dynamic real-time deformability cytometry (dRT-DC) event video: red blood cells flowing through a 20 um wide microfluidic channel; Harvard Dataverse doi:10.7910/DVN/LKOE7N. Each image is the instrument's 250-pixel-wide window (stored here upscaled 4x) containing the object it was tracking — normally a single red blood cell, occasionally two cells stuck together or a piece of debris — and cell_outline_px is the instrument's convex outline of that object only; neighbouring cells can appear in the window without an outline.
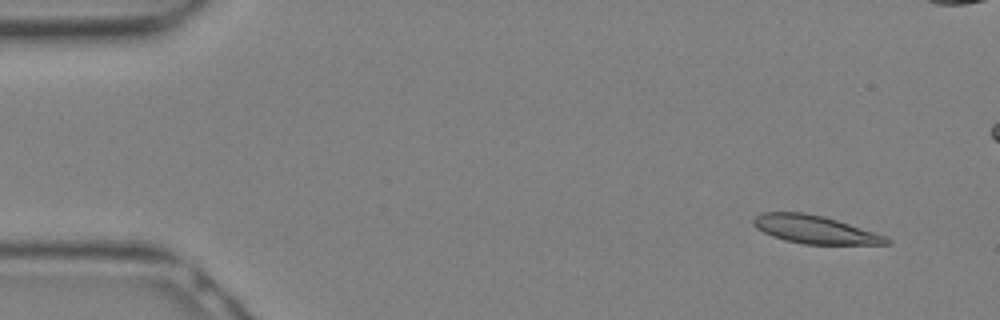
{"species": "Egyptian fruit bat (a non-hibernating species)", "species_latin": "Rousettus aegyptiacus", "temperature_condition": "warm", "stored_images_in_passage": 13, "camera_frame_rate_fps": 3000, "um_per_image_px": 0.085, "animal": {"sex": "female"}, "frame": {"image": 1, "passage_image": 3, "time_ms": 0.667, "image_size_px": [1000, 320], "cell_outline_px": [[892, 244], [804, 244], [784, 240], [772, 236], [756, 228], [752, 224], [752, 220], [756, 216], [764, 212], [804, 212], [824, 216], [884, 236], [892, 240]], "centroid_in_image_um": [69.21, 19.51], "position_along_channel_um": 15.8, "area_um2": 21.5}}
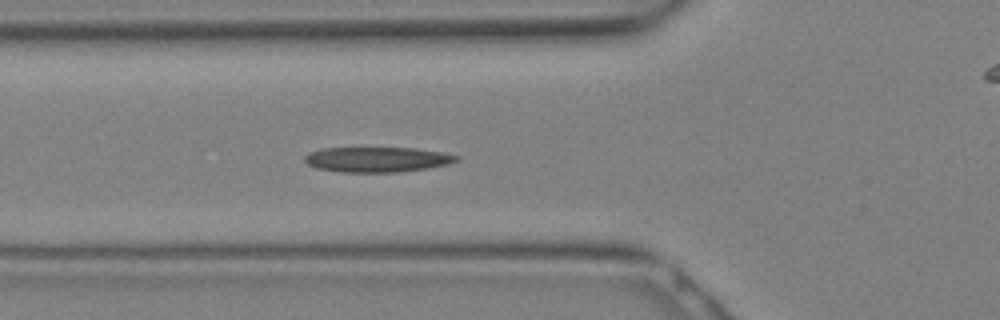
{"frame": {"image": 2, "passage_image": 11, "time_ms": 3.333, "image_size_px": [1000, 320], "cell_outline_px": [[460, 160], [448, 164], [428, 168], [400, 172], [340, 172], [316, 168], [308, 164], [304, 160], [304, 156], [308, 152], [324, 148], [416, 148], [444, 152], [460, 156]], "centroid_in_image_um": [32.08, 13.55], "position_along_channel_um": 93.7, "area_um2": 22.43}}
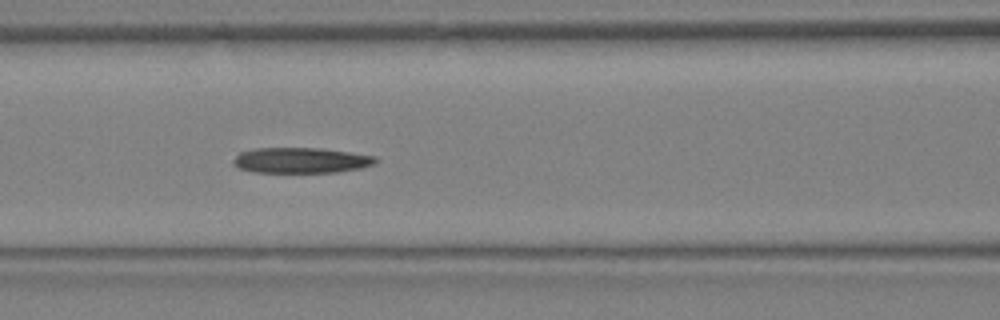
{"frame": {"image": 3, "passage_image": 13, "time_ms": 4.0, "image_size_px": [1000, 320], "cell_outline_px": [[380, 160], [376, 164], [360, 168], [336, 172], [256, 172], [240, 168], [232, 164], [232, 160], [240, 152], [256, 148], [316, 148], [348, 152], [376, 156]], "centroid_in_image_um": [25.61, 13.63], "position_along_channel_um": 141.0, "area_um2": 21.1}}